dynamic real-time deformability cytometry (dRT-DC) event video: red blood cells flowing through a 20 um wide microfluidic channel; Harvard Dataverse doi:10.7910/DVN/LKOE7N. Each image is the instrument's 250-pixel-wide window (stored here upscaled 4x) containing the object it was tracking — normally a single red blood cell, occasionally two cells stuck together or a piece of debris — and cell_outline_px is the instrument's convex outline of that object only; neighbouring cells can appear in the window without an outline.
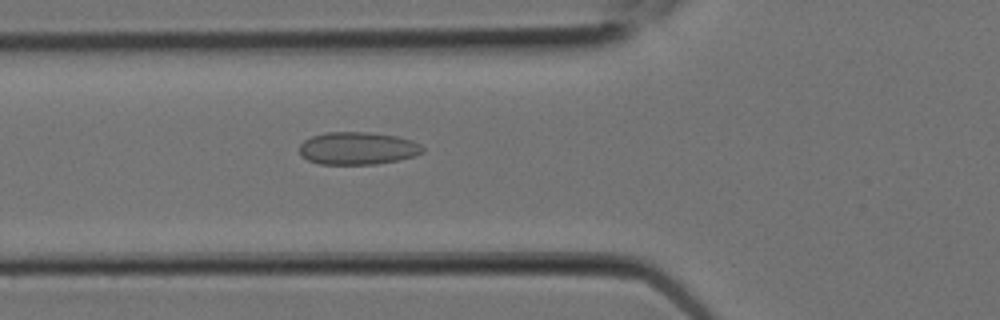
{"species": "Egyptian fruit bat (a non-hibernating species)", "species_latin": "Rousettus aegyptiacus", "temperature_condition": "room temperature", "stored_images_in_passage": 3, "camera_frame_rate_fps": 3000, "um_per_image_px": 0.085, "animal": {"sex": "female"}, "frame": {"image": 1, "passage_image": 3, "time_ms": 0.667, "image_size_px": [1000, 320], "cell_outline_px": [[424, 152], [412, 156], [396, 160], [376, 164], [320, 164], [308, 160], [300, 156], [300, 144], [304, 140], [312, 136], [328, 132], [368, 132], [396, 136], [412, 140], [420, 144], [424, 148]], "centroid_in_image_um": [30.38, 12.6], "position_along_channel_um": 95.4, "area_um2": 23.35}}